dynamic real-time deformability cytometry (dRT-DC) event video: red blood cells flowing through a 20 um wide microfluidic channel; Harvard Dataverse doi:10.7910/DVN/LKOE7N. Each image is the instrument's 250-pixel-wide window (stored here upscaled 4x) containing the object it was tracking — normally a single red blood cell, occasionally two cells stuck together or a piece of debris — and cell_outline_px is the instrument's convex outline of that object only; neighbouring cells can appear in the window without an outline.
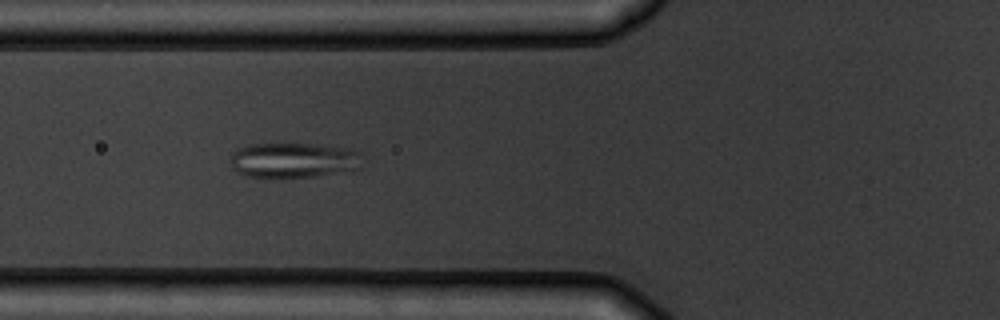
{"species": "common noctule bat (a hibernating species)", "species_latin": "Nyctalus noctula", "temperature_condition": "warm", "stored_images_in_passage": 6, "camera_frame_rate_fps": 3000, "um_per_image_px": 0.085, "animal": {"sex": "male", "body_mass_g": 19.5, "forearm_length_mm": 54.6}, "frame": {"image": 1, "passage_image": 5, "time_ms": 4.667, "image_size_px": [1000, 320], "cell_outline_px": [[360, 168], [316, 176], [248, 176], [232, 168], [228, 160], [232, 152], [240, 148], [252, 144], [308, 144], [348, 148], [360, 152]], "centroid_in_image_um": [24.92, 13.6], "position_along_channel_um": 100.9, "area_um2": 26.47}}